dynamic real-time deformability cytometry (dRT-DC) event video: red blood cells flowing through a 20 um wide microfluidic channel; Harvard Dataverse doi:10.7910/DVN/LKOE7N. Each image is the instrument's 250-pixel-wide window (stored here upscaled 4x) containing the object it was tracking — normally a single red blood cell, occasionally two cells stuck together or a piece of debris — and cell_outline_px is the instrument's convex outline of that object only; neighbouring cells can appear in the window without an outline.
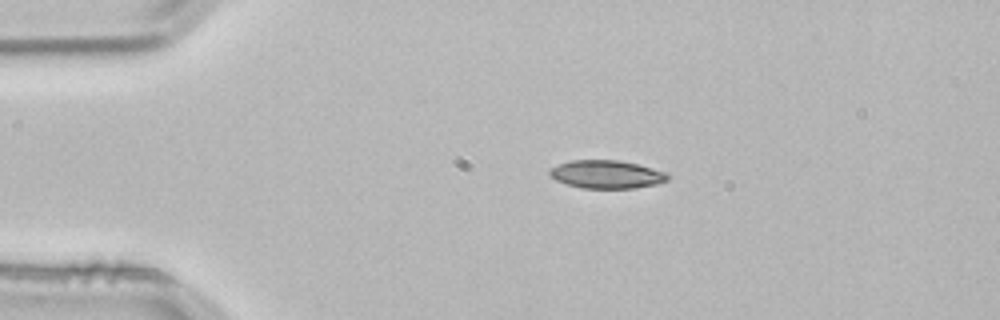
{"species": "common noctule bat (a hibernating species)", "species_latin": "Nyctalus noctula", "temperature_condition": "room temperature", "stored_images_in_passage": 2, "camera_frame_rate_fps": 3000, "um_per_image_px": 0.085, "animal": {"sex": "male", "body_mass_g": 21.5, "forearm_length_mm": 52.0}, "frame": {"image": 1, "passage_image": 1, "time_ms": 0.0, "image_size_px": [1000, 320], "cell_outline_px": [[672, 176], [668, 180], [656, 184], [636, 188], [580, 188], [556, 180], [548, 172], [552, 168], [560, 164], [572, 160], [620, 160], [668, 172]], "centroid_in_image_um": [51.62, 14.82], "position_along_channel_um": 33.4, "area_um2": 19.31}}